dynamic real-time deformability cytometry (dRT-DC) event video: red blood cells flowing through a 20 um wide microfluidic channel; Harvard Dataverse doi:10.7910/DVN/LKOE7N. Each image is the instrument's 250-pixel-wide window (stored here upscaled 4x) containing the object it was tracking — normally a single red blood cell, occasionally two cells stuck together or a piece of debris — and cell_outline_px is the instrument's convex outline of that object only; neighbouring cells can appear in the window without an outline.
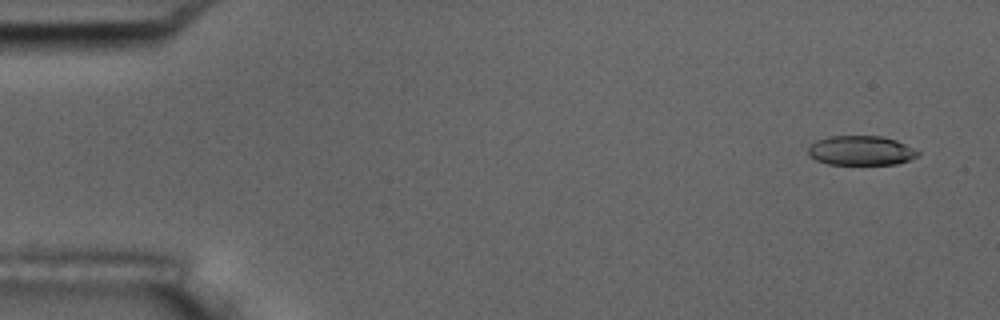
{"species": "common noctule bat (a hibernating species)", "species_latin": "Nyctalus noctula", "temperature_condition": "room temperature", "stored_images_in_passage": 4, "camera_frame_rate_fps": 3000, "um_per_image_px": 0.085, "animal": {"sex": "male", "body_mass_g": 17.5, "forearm_length_mm": 52.3}, "frame": {"image": 1, "passage_image": 1, "time_ms": 0.0, "image_size_px": [1000, 320], "cell_outline_px": [[920, 156], [896, 164], [828, 164], [816, 160], [808, 156], [808, 148], [816, 140], [828, 136], [880, 136], [896, 140], [920, 152]], "centroid_in_image_um": [73.16, 12.8], "position_along_channel_um": 11.8, "area_um2": 18.84}}